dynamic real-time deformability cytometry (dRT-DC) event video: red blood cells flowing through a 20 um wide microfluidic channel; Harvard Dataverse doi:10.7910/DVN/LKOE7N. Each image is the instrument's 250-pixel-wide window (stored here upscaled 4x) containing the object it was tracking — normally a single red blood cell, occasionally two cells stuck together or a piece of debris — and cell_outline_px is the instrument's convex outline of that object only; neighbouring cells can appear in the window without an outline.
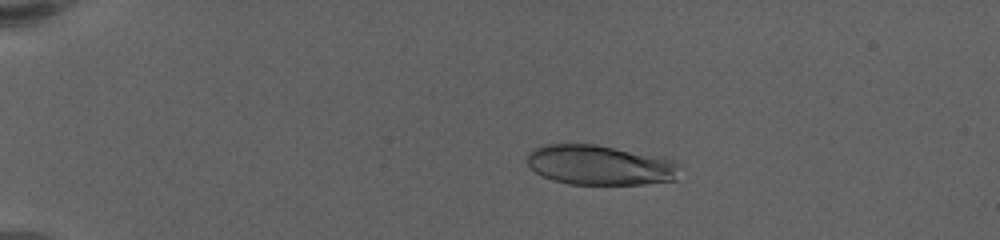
{"species": "human", "species_latin": "Homo sapiens", "temperature_condition": "warm", "stored_images_in_passage": 22, "camera_frame_rate_fps": 3000, "um_per_image_px": 0.085, "donor": {"sex": "female"}, "frame": {"image": 1, "passage_image": 10, "time_ms": 4.0, "image_size_px": [1000, 240], "cell_outline_px": [[680, 164], [676, 180], [644, 184], [568, 184], [552, 180], [536, 172], [528, 164], [528, 152], [536, 148], [548, 144], [596, 144], [664, 156], [676, 160]], "centroid_in_image_um": [51.07, 14.02], "position_along_channel_um": 33.9, "area_um2": 35.84}}
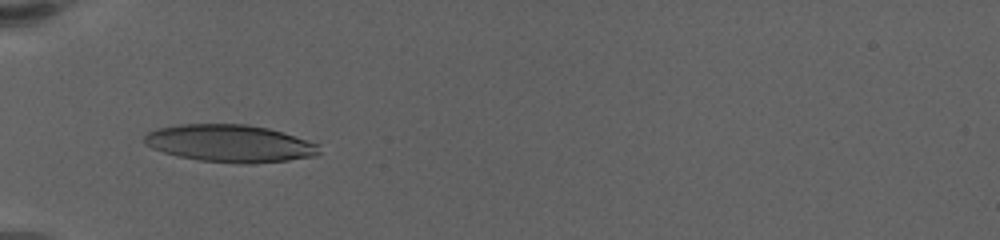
{"frame": {"image": 2, "passage_image": 17, "time_ms": 7.0, "image_size_px": [1000, 240], "cell_outline_px": [[320, 152], [316, 156], [288, 160], [252, 164], [244, 164], [200, 160], [176, 156], [152, 148], [144, 144], [144, 136], [148, 132], [156, 128], [180, 124], [248, 124], [268, 128], [320, 144]], "centroid_in_image_um": [19.54, 12.19], "position_along_channel_um": 65.5, "area_um2": 38.26}}
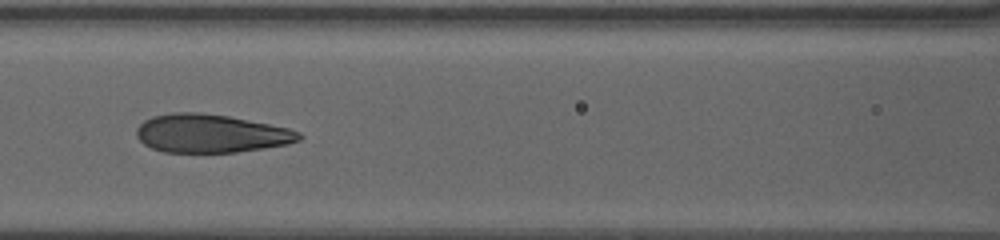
{"frame": {"image": 3, "passage_image": 21, "time_ms": 9.667, "image_size_px": [1000, 240], "cell_outline_px": [[304, 136], [300, 140], [288, 144], [264, 148], [236, 152], [164, 152], [152, 148], [144, 144], [136, 136], [136, 128], [144, 120], [152, 116], [176, 112], [200, 112], [228, 116], [288, 128], [300, 132]], "centroid_in_image_um": [17.91, 11.34], "position_along_channel_um": 148.7, "area_um2": 36.3}}